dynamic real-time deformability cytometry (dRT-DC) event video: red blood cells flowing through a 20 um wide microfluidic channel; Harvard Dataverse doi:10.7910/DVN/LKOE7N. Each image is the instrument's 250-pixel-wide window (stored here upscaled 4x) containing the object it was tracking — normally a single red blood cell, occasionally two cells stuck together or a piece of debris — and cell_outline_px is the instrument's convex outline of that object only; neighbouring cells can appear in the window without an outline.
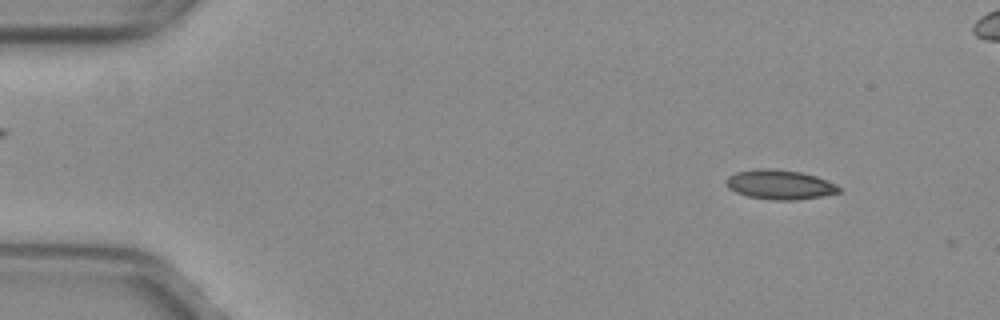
{"species": "common noctule bat (a hibernating species)", "species_latin": "Nyctalus noctula", "temperature_condition": "warm", "stored_images_in_passage": 4, "camera_frame_rate_fps": 3000, "um_per_image_px": 0.085, "animal": {"sex": "female", "body_mass_g": 29.2, "forearm_length_mm": 56.3}, "frame": {"image": 1, "passage_image": 2, "time_ms": 0.333, "image_size_px": [1000, 320], "cell_outline_px": [[840, 192], [824, 196], [796, 200], [772, 200], [748, 196], [736, 192], [728, 188], [724, 180], [728, 176], [736, 172], [756, 168], [776, 168], [800, 172], [816, 176], [836, 184], [840, 188]], "centroid_in_image_um": [66.26, 15.68], "position_along_channel_um": 18.7, "area_um2": 19.59}}